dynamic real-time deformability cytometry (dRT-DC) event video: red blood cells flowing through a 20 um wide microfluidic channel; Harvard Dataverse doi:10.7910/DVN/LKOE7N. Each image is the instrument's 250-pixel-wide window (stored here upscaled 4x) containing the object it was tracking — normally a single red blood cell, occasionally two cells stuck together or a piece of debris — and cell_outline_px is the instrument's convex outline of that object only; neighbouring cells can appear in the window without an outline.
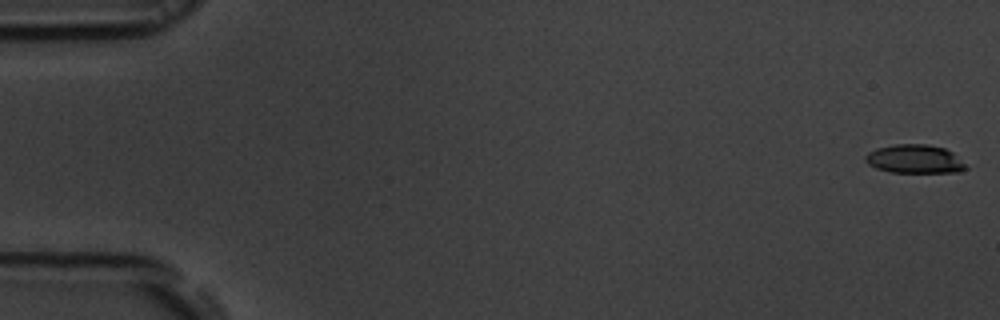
{"species": "common noctule bat (a hibernating species)", "species_latin": "Nyctalus noctula", "temperature_condition": "room temperature", "stored_images_in_passage": 54, "camera_frame_rate_fps": 3000, "um_per_image_px": 0.085, "animal": {"sex": "male", "body_mass_g": 19.5, "forearm_length_mm": 54.6}, "frame": {"image": 1, "passage_image": 1, "time_ms": 0.0, "image_size_px": [1000, 320], "cell_outline_px": [[968, 168], [960, 172], [888, 172], [876, 168], [868, 164], [864, 160], [864, 156], [868, 152], [876, 148], [896, 144], [924, 144], [944, 148], [952, 152]], "centroid_in_image_um": [77.7, 13.52], "position_along_channel_um": 7.3, "area_um2": 16.7}}
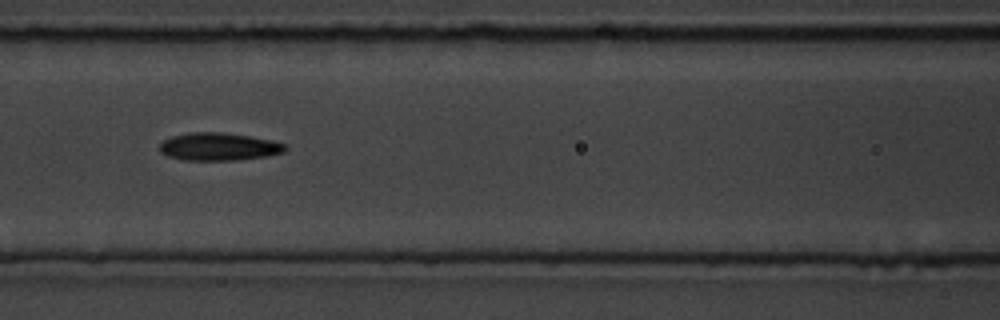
{"frame": {"image": 2, "passage_image": 24, "time_ms": 7.667, "image_size_px": [1000, 320], "cell_outline_px": [[288, 148], [284, 152], [268, 156], [232, 160], [184, 160], [168, 156], [160, 152], [160, 144], [164, 140], [172, 136], [188, 132], [224, 132], [272, 140], [284, 144]], "centroid_in_image_um": [18.59, 12.46], "position_along_channel_um": 148.0, "area_um2": 20.29}}
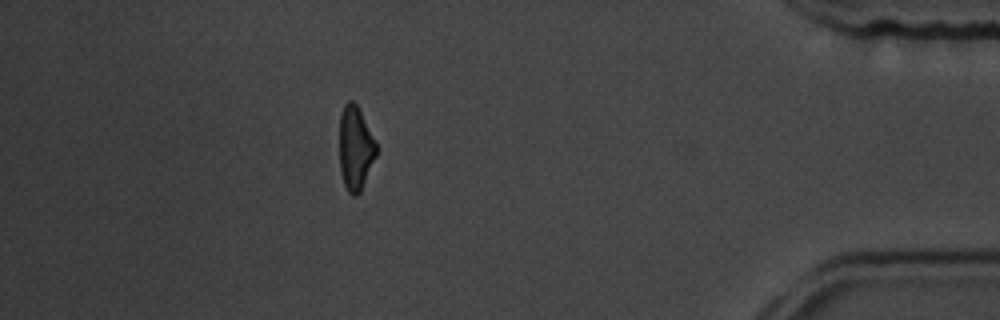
{"frame": {"image": 3, "passage_image": 48, "time_ms": 15.667, "image_size_px": [1000, 320], "cell_outline_px": [[376, 156], [360, 192], [356, 196], [352, 196], [348, 192], [344, 184], [340, 172], [340, 112], [344, 104], [348, 100], [352, 100], [356, 104], [376, 144]], "centroid_in_image_um": [30.18, 12.61], "position_along_channel_um": 405.0, "area_um2": 17.74}, "authors_computed_cell_mechanics": {"area_um2": 18.8717, "velocity_mm_per_s": 3.7916, "shape_relaxation_time_tau1_ms": 4.8292, "shape_relaxation_time_tau2_ms": 3.7682, "deformation_change_tau1": 0.1531, "deformation_change_tau2": 0.1326}}